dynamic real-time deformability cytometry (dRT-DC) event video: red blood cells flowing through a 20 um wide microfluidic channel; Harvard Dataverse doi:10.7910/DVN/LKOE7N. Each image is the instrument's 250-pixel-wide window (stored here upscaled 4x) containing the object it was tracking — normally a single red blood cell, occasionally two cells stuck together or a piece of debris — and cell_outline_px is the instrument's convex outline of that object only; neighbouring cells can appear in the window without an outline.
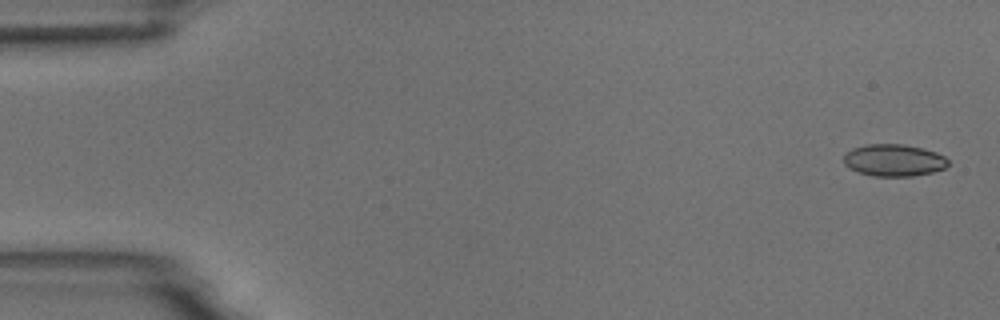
{"species": "common noctule bat (a hibernating species)", "species_latin": "Nyctalus noctula", "temperature_condition": "room temperature", "stored_images_in_passage": 5, "camera_frame_rate_fps": 3000, "um_per_image_px": 0.085, "animal": {"sex": "male", "body_mass_g": 18.8}, "frame": {"image": 1, "passage_image": 1, "time_ms": 0.0, "image_size_px": [1000, 320], "cell_outline_px": [[948, 164], [944, 168], [932, 172], [912, 176], [872, 176], [856, 172], [848, 168], [844, 164], [844, 152], [852, 148], [868, 144], [904, 144], [936, 152], [944, 156], [948, 160]], "centroid_in_image_um": [75.92, 13.62], "position_along_channel_um": 9.1, "area_um2": 19.59}}
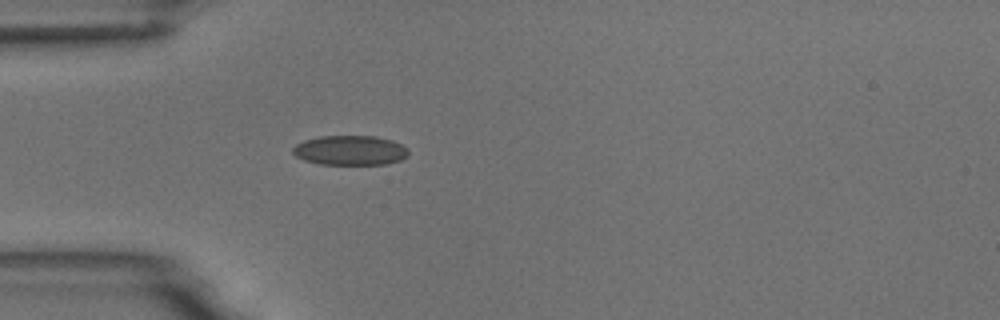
{"frame": {"image": 2, "passage_image": 5, "time_ms": 4.667, "image_size_px": [1000, 320], "cell_outline_px": [[408, 156], [400, 160], [388, 164], [320, 164], [304, 160], [296, 156], [292, 152], [292, 148], [296, 144], [304, 140], [320, 136], [376, 136], [392, 140], [408, 148]], "centroid_in_image_um": [29.76, 12.77], "position_along_channel_um": 55.2, "area_um2": 20.06}}